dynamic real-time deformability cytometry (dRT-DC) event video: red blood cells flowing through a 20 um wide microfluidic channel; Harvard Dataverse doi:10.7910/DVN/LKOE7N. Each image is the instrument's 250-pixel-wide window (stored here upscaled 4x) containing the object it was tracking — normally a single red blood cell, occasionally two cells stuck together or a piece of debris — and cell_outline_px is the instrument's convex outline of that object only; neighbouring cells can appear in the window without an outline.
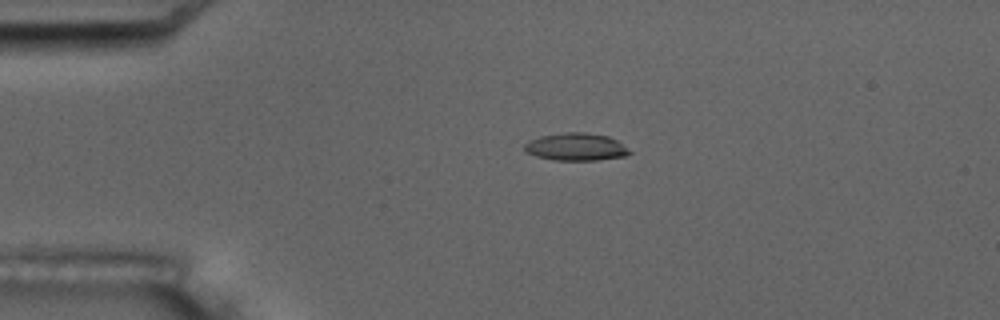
{"species": "common noctule bat (a hibernating species)", "species_latin": "Nyctalus noctula", "temperature_condition": "room temperature", "stored_images_in_passage": 8, "camera_frame_rate_fps": 3000, "um_per_image_px": 0.085, "animal": {"sex": "male", "body_mass_g": 17.5, "forearm_length_mm": 52.3}, "frame": {"image": 1, "passage_image": 4, "time_ms": 3.333, "image_size_px": [1000, 320], "cell_outline_px": [[632, 152], [624, 156], [596, 160], [552, 160], [536, 156], [524, 152], [524, 144], [528, 140], [540, 136], [568, 132], [584, 132], [608, 136], [616, 140]], "centroid_in_image_um": [48.91, 12.48], "position_along_channel_um": 36.1, "area_um2": 16.82}}